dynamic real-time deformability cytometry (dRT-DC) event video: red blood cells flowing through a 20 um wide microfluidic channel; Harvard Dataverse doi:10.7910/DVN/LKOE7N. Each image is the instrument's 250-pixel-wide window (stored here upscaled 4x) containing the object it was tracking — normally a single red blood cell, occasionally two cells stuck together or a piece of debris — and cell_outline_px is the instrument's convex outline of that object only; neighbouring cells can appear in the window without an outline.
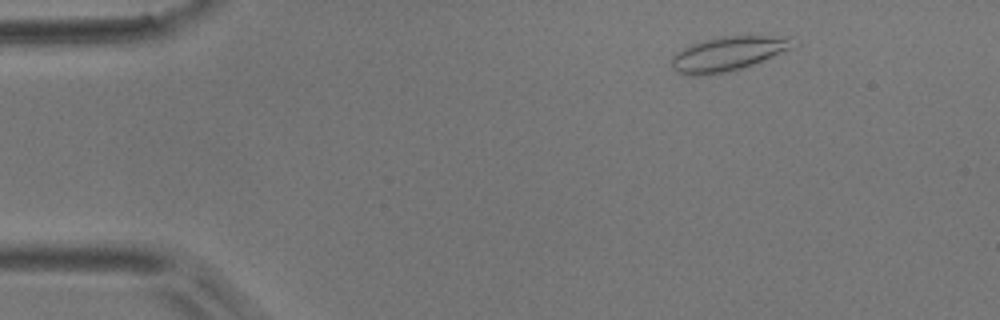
{"species": "common noctule bat (a hibernating species)", "species_latin": "Nyctalus noctula", "temperature_condition": "room temperature", "stored_images_in_passage": 4, "camera_frame_rate_fps": 3000, "um_per_image_px": 0.085, "animal": {"sex": "male", "body_mass_g": 17.9}, "frame": {"image": 1, "passage_image": 2, "time_ms": 1.0, "image_size_px": [1000, 320], "cell_outline_px": [[800, 44], [792, 48], [764, 60], [744, 68], [724, 72], [700, 76], [688, 76], [676, 72], [672, 68], [672, 56], [676, 52], [692, 44], [704, 40], [724, 36], [792, 36]], "centroid_in_image_um": [61.93, 4.57], "position_along_channel_um": 23.1, "area_um2": 24.57}}